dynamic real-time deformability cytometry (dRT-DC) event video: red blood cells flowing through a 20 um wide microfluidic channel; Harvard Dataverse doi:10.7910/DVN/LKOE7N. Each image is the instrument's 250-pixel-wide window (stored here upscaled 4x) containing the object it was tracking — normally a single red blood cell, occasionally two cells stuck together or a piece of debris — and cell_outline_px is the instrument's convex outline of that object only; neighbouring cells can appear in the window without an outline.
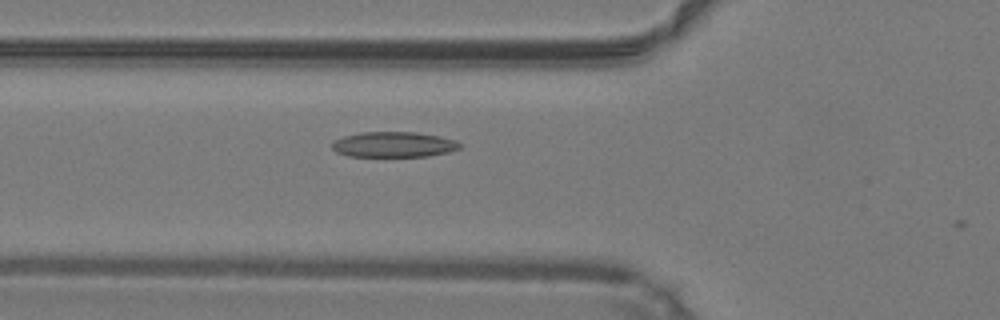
{"species": "common noctule bat (a hibernating species)", "species_latin": "Nyctalus noctula", "temperature_condition": "warm", "stored_images_in_passage": 30, "camera_frame_rate_fps": 3000, "um_per_image_px": 0.085, "animal": {"sex": "male", "body_mass_g": 19.2, "forearm_length_mm": 51.8}, "frame": {"image": 1, "passage_image": 5, "time_ms": 1.333, "image_size_px": [1000, 320], "cell_outline_px": [[464, 144], [460, 148], [448, 152], [428, 156], [348, 156], [336, 152], [332, 148], [332, 140], [344, 136], [360, 132], [416, 132], [440, 136], [456, 140]], "centroid_in_image_um": [33.48, 12.28], "position_along_channel_um": 92.3, "area_um2": 19.07}}
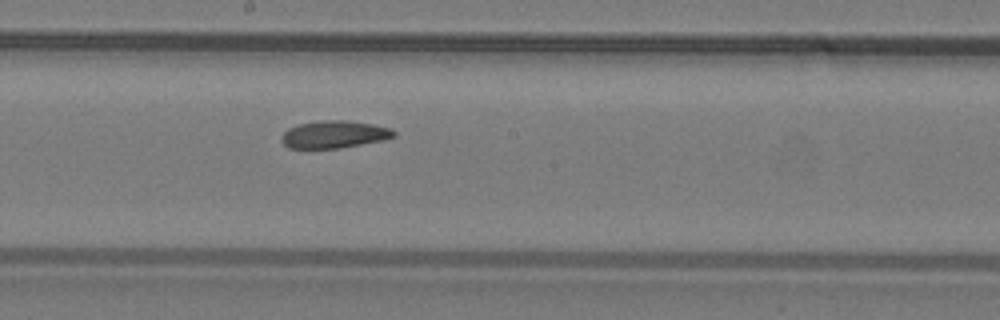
{"frame": {"image": 2, "passage_image": 14, "time_ms": 4.333, "image_size_px": [1000, 320], "cell_outline_px": [[396, 136], [384, 140], [340, 148], [288, 148], [280, 140], [280, 136], [288, 128], [300, 124], [320, 120], [348, 120], [372, 124], [392, 128], [396, 132]], "centroid_in_image_um": [28.42, 11.42], "position_along_channel_um": 219.8, "area_um2": 18.09}}
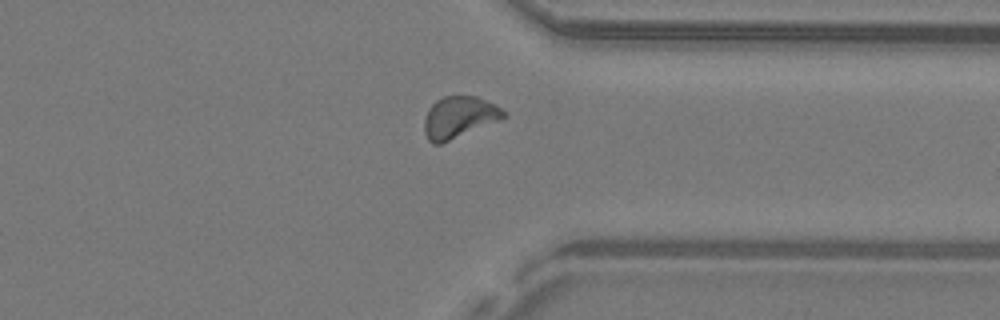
{"frame": {"image": 3, "passage_image": 25, "time_ms": 8.0, "image_size_px": [1000, 320], "cell_outline_px": [[508, 116], [440, 144], [432, 144], [428, 140], [424, 132], [424, 120], [428, 108], [436, 100], [444, 96], [476, 96], [496, 104], [508, 112]], "centroid_in_image_um": [39.02, 9.95], "position_along_channel_um": 372.4, "area_um2": 19.25}, "authors_computed_cell_mechanics": {"area_um2": 18.5827, "velocity_mm_per_s": 4.2306, "shape_relaxation_time_tau1_ms": null, "shape_relaxation_time_tau2_ms": 7.273, "deformation_change_tau1": null, "deformation_change_tau2": 0.1508}}